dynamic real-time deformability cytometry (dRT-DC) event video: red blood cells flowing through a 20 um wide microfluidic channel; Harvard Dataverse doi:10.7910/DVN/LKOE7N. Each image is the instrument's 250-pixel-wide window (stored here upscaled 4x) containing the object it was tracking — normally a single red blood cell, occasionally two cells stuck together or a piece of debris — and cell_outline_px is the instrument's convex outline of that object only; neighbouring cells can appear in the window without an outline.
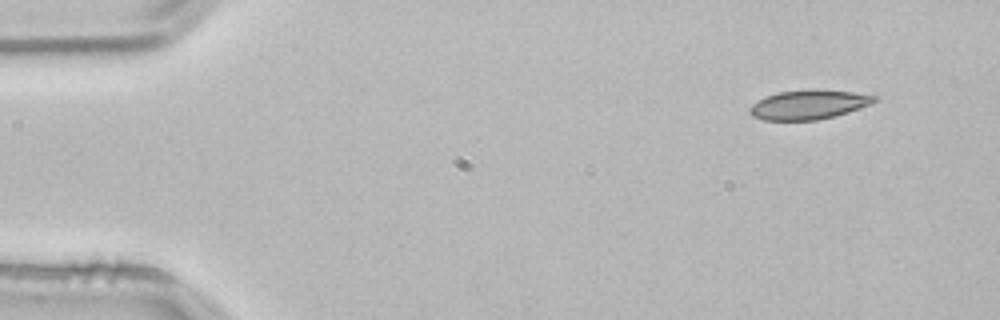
{"species": "common noctule bat (a hibernating species)", "species_latin": "Nyctalus noctula", "temperature_condition": "room temperature", "stored_images_in_passage": 3, "camera_frame_rate_fps": 3000, "um_per_image_px": 0.085, "animal": {"sex": "male", "body_mass_g": 21.5, "forearm_length_mm": 52.0}, "frame": {"image": 1, "passage_image": 1, "time_ms": 0.0, "image_size_px": [1000, 320], "cell_outline_px": [[880, 100], [872, 104], [836, 116], [816, 120], [764, 120], [752, 116], [748, 112], [748, 108], [752, 104], [768, 96], [780, 92], [852, 92], [876, 96]], "centroid_in_image_um": [68.75, 8.95], "position_along_channel_um": 16.3, "area_um2": 20.4}}
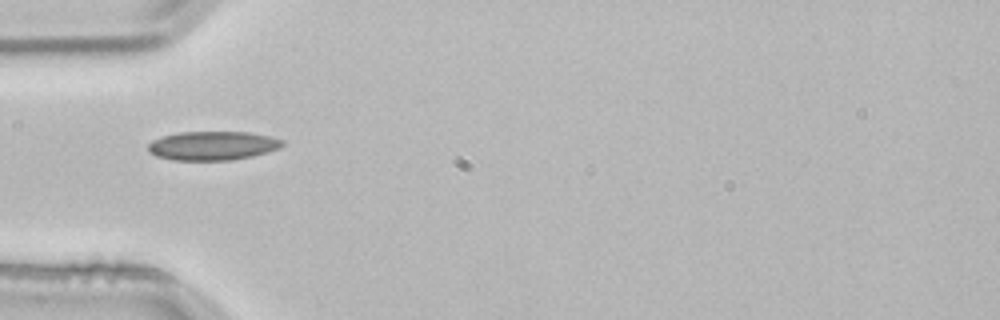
{"frame": {"image": 2, "passage_image": 3, "time_ms": 0.667, "image_size_px": [1000, 320], "cell_outline_px": [[284, 144], [280, 148], [252, 156], [232, 160], [172, 160], [156, 156], [148, 152], [148, 144], [152, 140], [164, 136], [180, 132], [252, 132], [284, 140]], "centroid_in_image_um": [18.07, 12.38], "position_along_channel_um": 66.9, "area_um2": 22.66}}